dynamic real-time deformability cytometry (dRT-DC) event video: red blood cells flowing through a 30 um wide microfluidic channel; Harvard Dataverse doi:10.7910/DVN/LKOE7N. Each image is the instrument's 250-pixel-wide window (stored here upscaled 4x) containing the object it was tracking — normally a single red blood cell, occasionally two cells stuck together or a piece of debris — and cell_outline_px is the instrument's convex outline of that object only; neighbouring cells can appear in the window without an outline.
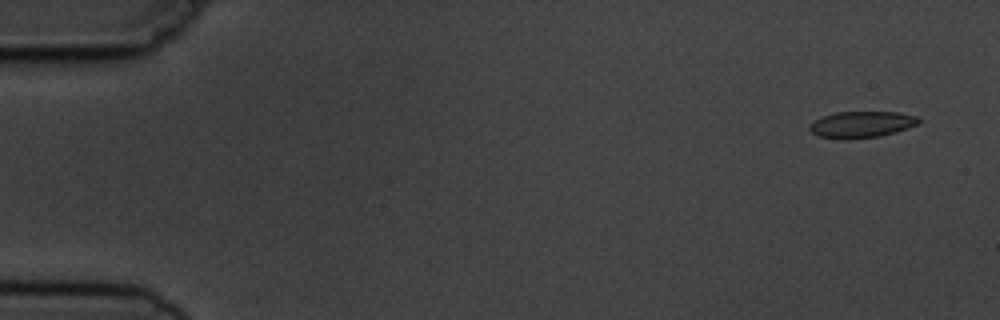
{"species": "common noctule bat (a hibernating species)", "species_latin": "Nyctalus noctula", "temperature_condition": "cold", "stored_images_in_passage": 4, "camera_frame_rate_fps": 3000, "um_per_image_px": 0.085, "animal": {"sex": "male", "body_mass_g": 19.5, "forearm_length_mm": 54.6}, "frame": {"image": 1, "passage_image": 1, "time_ms": 0.0, "image_size_px": [1000, 320], "cell_outline_px": [[920, 120], [916, 124], [908, 128], [896, 132], [880, 136], [848, 140], [844, 140], [820, 136], [812, 132], [808, 128], [808, 124], [824, 116], [836, 112], [900, 112], [916, 116]], "centroid_in_image_um": [73.22, 10.59], "position_along_channel_um": 11.8, "area_um2": 16.82}}